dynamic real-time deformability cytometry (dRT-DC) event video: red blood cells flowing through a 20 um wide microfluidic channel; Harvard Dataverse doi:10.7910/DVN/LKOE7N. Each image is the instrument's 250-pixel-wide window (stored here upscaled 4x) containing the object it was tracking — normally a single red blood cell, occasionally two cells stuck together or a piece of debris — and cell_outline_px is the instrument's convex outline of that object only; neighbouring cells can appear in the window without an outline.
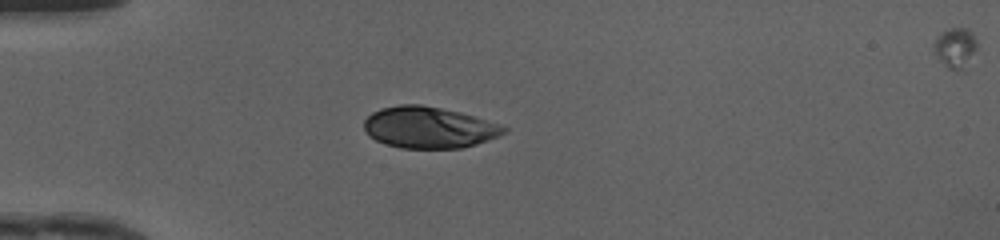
{"species": "human", "species_latin": "Homo sapiens", "temperature_condition": "cold", "stored_images_in_passage": 36, "camera_frame_rate_fps": 3000, "um_per_image_px": 0.085, "donor": {"sex": "female"}, "frame": {"image": 1, "passage_image": 1, "time_ms": 0.0, "image_size_px": [1000, 240], "cell_outline_px": [[508, 132], [500, 136], [476, 144], [460, 148], [400, 148], [384, 144], [368, 136], [364, 128], [364, 120], [372, 112], [380, 108], [400, 104], [420, 104], [460, 112], [500, 124], [508, 128]], "centroid_in_image_um": [36.45, 10.83], "position_along_channel_um": 48.6, "area_um2": 33.93}}
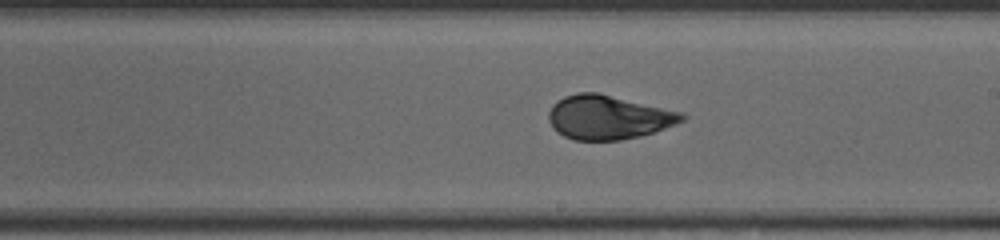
{"frame": {"image": 2, "passage_image": 16, "time_ms": 5.0, "image_size_px": [1000, 240], "cell_outline_px": [[688, 116], [684, 120], [676, 124], [640, 136], [620, 140], [572, 140], [556, 132], [552, 128], [548, 120], [548, 112], [552, 104], [556, 100], [564, 96], [576, 92], [600, 92], [684, 112]], "centroid_in_image_um": [51.69, 9.95], "position_along_channel_um": 237.3, "area_um2": 34.8}}
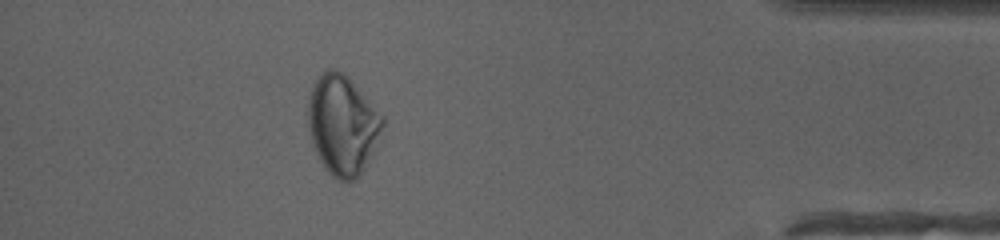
{"frame": {"image": 3, "passage_image": 31, "time_ms": 10.0, "image_size_px": [1000, 240], "cell_outline_px": [[384, 124], [368, 160], [360, 176], [356, 180], [348, 184], [332, 176], [324, 168], [316, 152], [312, 140], [308, 124], [308, 104], [312, 88], [316, 80], [328, 68], [336, 68], [344, 72], [348, 76], [384, 116]], "centroid_in_image_um": [29.12, 10.62], "position_along_channel_um": 406.1, "area_um2": 43.12}, "authors_computed_cell_mechanics": {"area_um2": 33.9575, "velocity_mm_per_s": 4.1896, "shape_relaxation_time_tau1_ms": 3.9438, "shape_relaxation_time_tau2_ms": null, "deformation_change_tau1": 0.1376, "deformation_change_tau2": null}}